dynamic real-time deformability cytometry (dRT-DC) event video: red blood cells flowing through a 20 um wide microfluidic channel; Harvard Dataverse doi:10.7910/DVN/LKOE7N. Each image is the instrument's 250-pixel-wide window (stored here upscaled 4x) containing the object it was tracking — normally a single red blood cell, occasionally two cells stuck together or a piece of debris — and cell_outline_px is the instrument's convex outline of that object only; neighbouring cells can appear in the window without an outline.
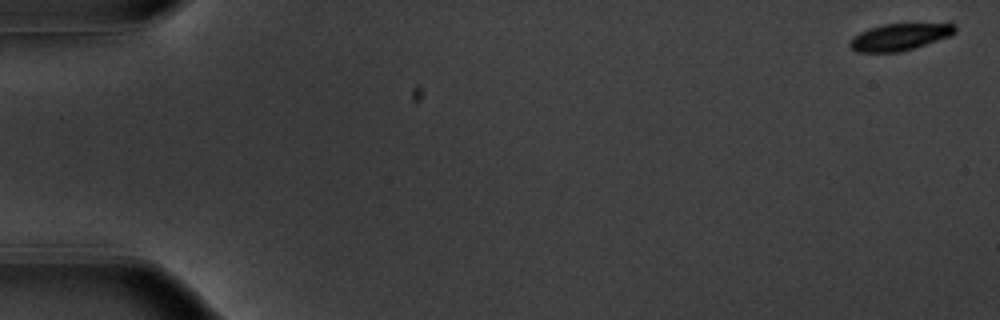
{"species": "common noctule bat (a hibernating species)", "species_latin": "Nyctalus noctula", "temperature_condition": "warm", "stored_images_in_passage": 55, "camera_frame_rate_fps": 3000, "um_per_image_px": 0.085, "animal": {"sex": "male", "body_mass_g": 20.1, "forearm_length_mm": 53.5}, "frame": {"image": 1, "passage_image": 1, "time_ms": 0.0, "image_size_px": [1000, 320], "cell_outline_px": [[956, 32], [948, 36], [900, 52], [856, 52], [848, 44], [852, 36], [868, 28], [884, 24], [956, 24]], "centroid_in_image_um": [76.39, 3.14], "position_along_channel_um": 8.6, "area_um2": 16.18}}
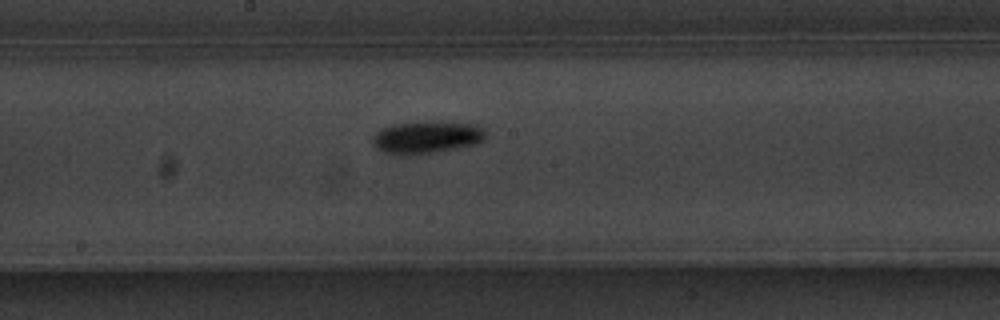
{"frame": {"image": 2, "passage_image": 30, "time_ms": 9.667, "image_size_px": [1000, 320], "cell_outline_px": [[484, 140], [476, 144], [416, 156], [396, 156], [384, 152], [376, 148], [372, 140], [372, 136], [380, 128], [392, 124], [420, 120], [436, 120], [476, 124], [484, 128]], "centroid_in_image_um": [36.22, 11.65], "position_along_channel_um": 212.0, "area_um2": 22.31}}
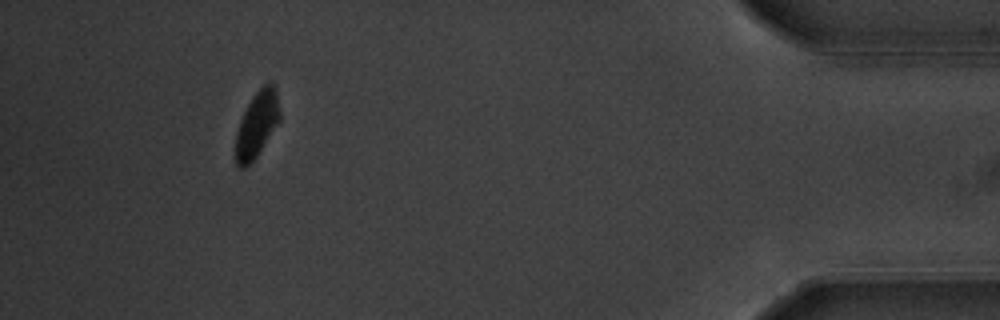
{"frame": {"image": 3, "passage_image": 51, "time_ms": 16.667, "image_size_px": [1000, 320], "cell_outline_px": [[280, 120], [256, 156], [244, 168], [240, 168], [236, 164], [236, 132], [240, 120], [252, 96], [264, 84], [272, 80], [276, 88], [280, 112]], "centroid_in_image_um": [21.85, 10.52], "position_along_channel_um": 413.4, "area_um2": 16.76}, "authors_computed_cell_mechanics": {"area_um2": 18.6116, "velocity_mm_per_s": 3.698, "shape_relaxation_time_tau1_ms": 4.2674, "shape_relaxation_time_tau2_ms": null, "deformation_change_tau1": 0.1917, "deformation_change_tau2": null}}